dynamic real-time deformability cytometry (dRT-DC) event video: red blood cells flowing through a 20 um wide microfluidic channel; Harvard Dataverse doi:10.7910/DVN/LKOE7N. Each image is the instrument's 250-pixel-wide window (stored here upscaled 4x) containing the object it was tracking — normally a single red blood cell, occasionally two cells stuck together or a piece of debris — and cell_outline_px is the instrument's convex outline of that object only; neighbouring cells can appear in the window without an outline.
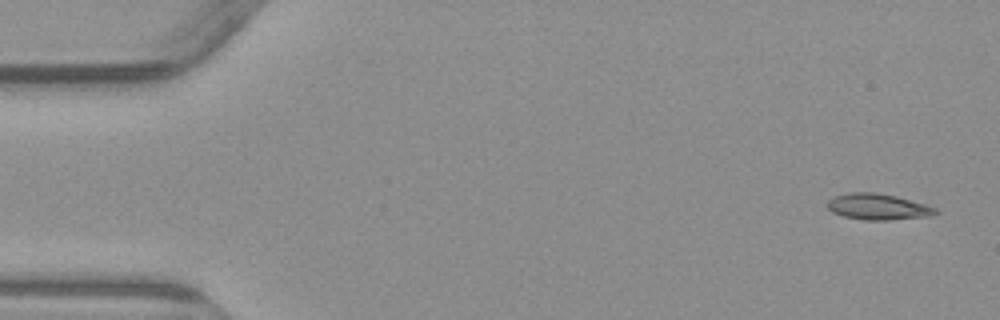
{"species": "common noctule bat (a hibernating species)", "species_latin": "Nyctalus noctula", "temperature_condition": "warm", "stored_images_in_passage": 5, "camera_frame_rate_fps": 3000, "um_per_image_px": 0.085, "animal": {"sex": "male", "body_mass_g": 23.1, "forearm_length_mm": 52.7}, "frame": {"image": 1, "passage_image": 1, "time_ms": 0.0, "image_size_px": [1000, 320], "cell_outline_px": [[940, 212], [932, 216], [888, 220], [864, 220], [844, 216], [832, 212], [828, 208], [828, 200], [836, 196], [848, 192], [876, 192], [896, 196], [924, 204], [936, 208]], "centroid_in_image_um": [74.64, 17.58], "position_along_channel_um": 10.4, "area_um2": 16.42}}
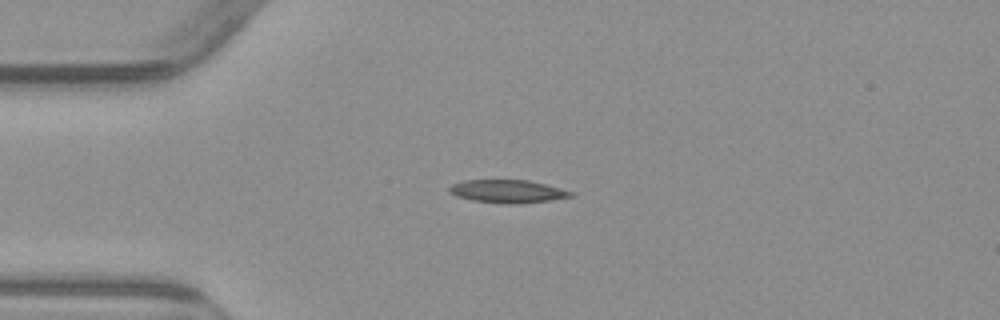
{"frame": {"image": 2, "passage_image": 4, "time_ms": 3.667, "image_size_px": [1000, 320], "cell_outline_px": [[576, 196], [552, 200], [516, 204], [508, 204], [472, 200], [456, 196], [448, 192], [448, 188], [452, 184], [464, 180], [528, 180], [576, 192]], "centroid_in_image_um": [43.18, 16.27], "position_along_channel_um": 41.8, "area_um2": 16.42}}